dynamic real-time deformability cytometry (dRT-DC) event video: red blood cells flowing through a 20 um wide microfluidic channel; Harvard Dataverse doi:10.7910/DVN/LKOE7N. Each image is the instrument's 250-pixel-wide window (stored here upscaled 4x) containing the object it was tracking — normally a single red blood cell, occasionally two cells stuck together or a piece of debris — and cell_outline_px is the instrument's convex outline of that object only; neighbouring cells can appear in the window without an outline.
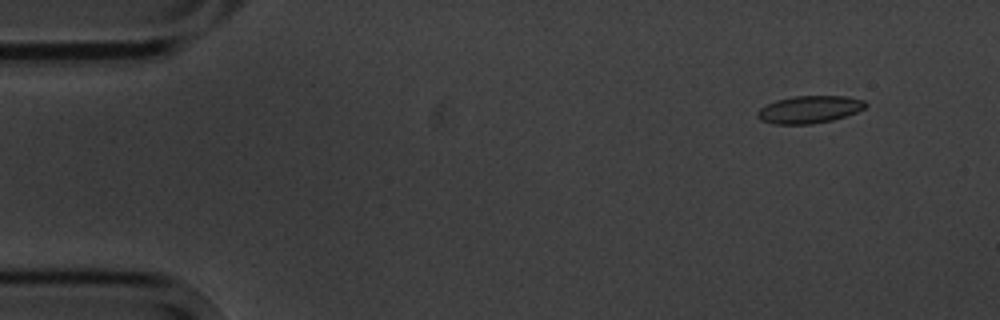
{"species": "common noctule bat (a hibernating species)", "species_latin": "Nyctalus noctula", "temperature_condition": "cold", "stored_images_in_passage": 5, "camera_frame_rate_fps": 3000, "um_per_image_px": 0.085, "animal": {"sex": "male", "body_mass_g": 20.1, "forearm_length_mm": 53.5}, "frame": {"image": 1, "passage_image": 2, "time_ms": 1.333, "image_size_px": [1000, 320], "cell_outline_px": [[868, 104], [864, 108], [856, 112], [832, 120], [812, 124], [772, 124], [760, 120], [756, 116], [756, 112], [760, 108], [776, 100], [792, 96], [848, 96], [864, 100]], "centroid_in_image_um": [68.78, 9.3], "position_along_channel_um": 16.2, "area_um2": 17.34}}
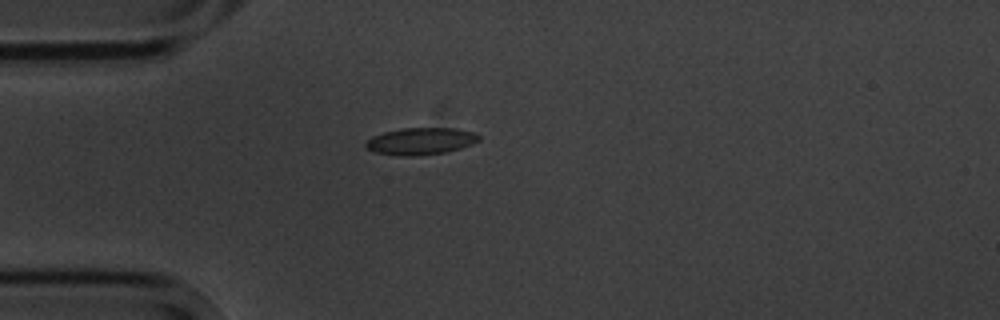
{"frame": {"image": 2, "passage_image": 5, "time_ms": 4.667, "image_size_px": [1000, 320], "cell_outline_px": [[480, 140], [472, 144], [460, 148], [444, 152], [412, 156], [404, 156], [372, 152], [364, 148], [364, 144], [372, 136], [384, 132], [400, 128], [456, 128], [476, 132], [480, 136]], "centroid_in_image_um": [35.74, 11.99], "position_along_channel_um": 49.3, "area_um2": 17.92}}